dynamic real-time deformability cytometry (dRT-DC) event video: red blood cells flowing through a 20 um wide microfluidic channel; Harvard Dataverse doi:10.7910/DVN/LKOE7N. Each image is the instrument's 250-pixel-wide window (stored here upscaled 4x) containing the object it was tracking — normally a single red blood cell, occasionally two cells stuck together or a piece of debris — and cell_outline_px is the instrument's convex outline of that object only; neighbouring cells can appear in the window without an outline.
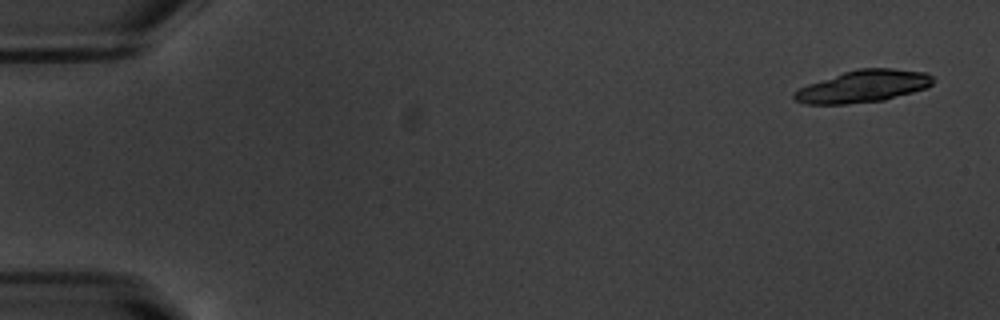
{"species": "common noctule bat (a hibernating species)", "species_latin": "Nyctalus noctula", "temperature_condition": "warm", "stored_images_in_passage": 41, "camera_frame_rate_fps": 3000, "um_per_image_px": 0.085, "animal": {"sex": "male", "body_mass_g": 20.1, "forearm_length_mm": 53.5}, "frame": {"image": 1, "passage_image": 1, "time_ms": 0.0, "image_size_px": [1000, 320], "cell_outline_px": [[932, 84], [924, 88], [912, 92], [884, 100], [844, 104], [804, 104], [796, 100], [792, 96], [792, 92], [808, 84], [844, 72], [860, 68], [892, 68], [928, 72], [932, 76]], "centroid_in_image_um": [73.35, 7.33], "position_along_channel_um": 11.6, "area_um2": 25.84}}
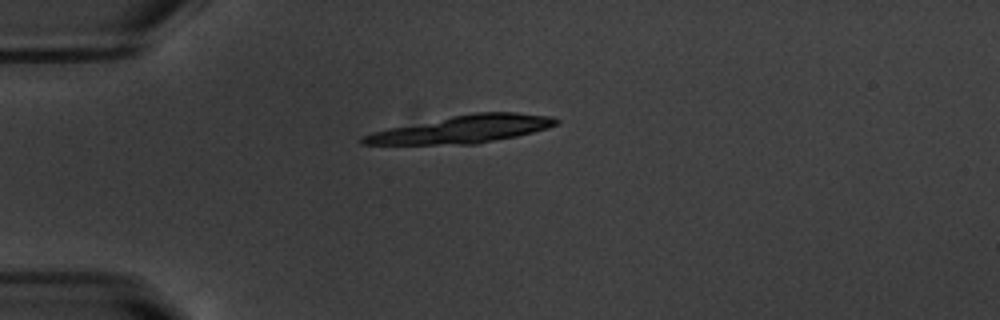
{"frame": {"image": 2, "passage_image": 13, "time_ms": 4.0, "image_size_px": [1000, 320], "cell_outline_px": [[560, 120], [556, 124], [548, 128], [516, 136], [476, 144], [360, 144], [360, 136], [372, 132], [388, 128], [452, 116], [476, 112], [516, 112], [552, 116]], "centroid_in_image_um": [39.3, 10.98], "position_along_channel_um": 45.7, "area_um2": 30.81}, "authors_computed_cell_mechanics": {"area_um2": 16.762, "velocity_mm_per_s": 3.7607, "shape_relaxation_time_tau1_ms": 1.6431, "shape_relaxation_time_tau2_ms": null, "deformation_change_tau1": 0.2133, "deformation_change_tau2": null}}